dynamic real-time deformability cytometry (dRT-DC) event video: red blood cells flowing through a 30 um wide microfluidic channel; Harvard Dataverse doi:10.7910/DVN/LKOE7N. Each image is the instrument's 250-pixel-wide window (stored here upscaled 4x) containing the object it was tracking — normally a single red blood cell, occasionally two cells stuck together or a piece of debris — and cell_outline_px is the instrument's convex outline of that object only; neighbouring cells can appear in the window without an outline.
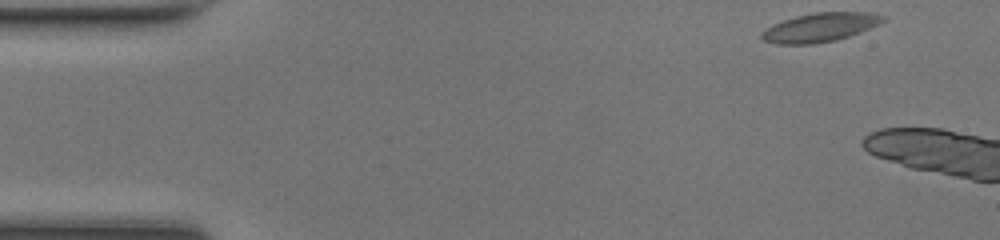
{"species": "common noctule bat (a hibernating species)", "species_latin": "Nyctalus noctula", "temperature_condition": "room temperature", "stored_images_in_passage": 5, "camera_frame_rate_fps": 3000, "um_per_image_px": 0.085, "animal": {"sex": "female", "body_mass_g": 17.0, "forearm_length_mm": 48.0}, "frame": {"image": 1, "passage_image": 1, "time_ms": 0.0, "image_size_px": [1000, 240], "cell_outline_px": [[888, 20], [880, 24], [860, 32], [836, 40], [812, 44], [776, 44], [764, 40], [760, 36], [760, 32], [764, 28], [772, 24], [796, 16], [816, 12], [868, 12], [888, 16]], "centroid_in_image_um": [69.73, 2.32], "position_along_channel_um": 15.3, "area_um2": 20.63}}